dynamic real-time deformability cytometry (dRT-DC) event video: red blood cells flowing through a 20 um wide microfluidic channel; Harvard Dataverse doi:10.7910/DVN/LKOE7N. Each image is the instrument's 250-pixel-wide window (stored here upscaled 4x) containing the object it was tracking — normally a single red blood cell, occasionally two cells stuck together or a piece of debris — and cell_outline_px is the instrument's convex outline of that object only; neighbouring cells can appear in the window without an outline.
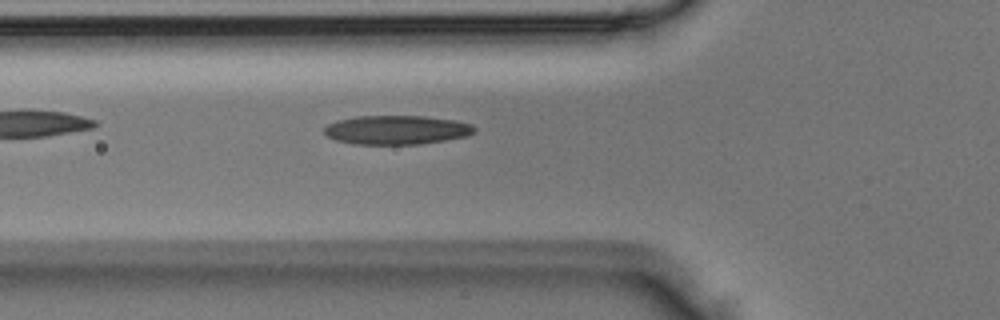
{"species": "Egyptian fruit bat (a non-hibernating species)", "species_latin": "Rousettus aegyptiacus", "temperature_condition": "room temperature", "stored_images_in_passage": 3, "camera_frame_rate_fps": 3000, "um_per_image_px": 0.085, "animal": {"sex": "male"}, "frame": {"image": 1, "passage_image": 3, "time_ms": 0.667, "image_size_px": [1000, 320], "cell_outline_px": [[476, 132], [468, 136], [420, 144], [352, 144], [336, 140], [328, 136], [324, 132], [324, 128], [328, 124], [336, 120], [356, 116], [424, 116], [456, 120], [472, 124], [476, 128]], "centroid_in_image_um": [33.73, 11.04], "position_along_channel_um": 92.1, "area_um2": 25.55}}